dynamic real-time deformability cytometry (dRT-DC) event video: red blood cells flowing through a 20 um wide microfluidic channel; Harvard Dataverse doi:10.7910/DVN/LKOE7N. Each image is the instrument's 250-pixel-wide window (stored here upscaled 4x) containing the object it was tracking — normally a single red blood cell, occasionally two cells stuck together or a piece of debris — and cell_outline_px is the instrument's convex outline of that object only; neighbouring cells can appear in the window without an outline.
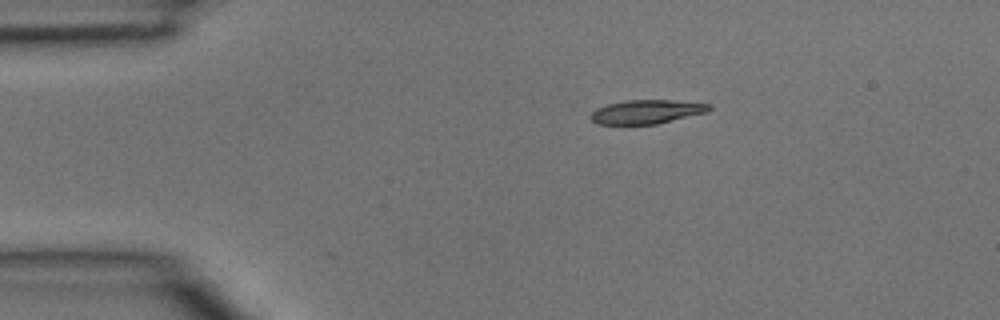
{"species": "common noctule bat (a hibernating species)", "species_latin": "Nyctalus noctula", "temperature_condition": "room temperature", "stored_images_in_passage": 2, "camera_frame_rate_fps": 3000, "um_per_image_px": 0.085, "animal": {"sex": "male", "body_mass_g": 15.6}, "frame": {"image": 1, "passage_image": 1, "time_ms": 0.0, "image_size_px": [1000, 320], "cell_outline_px": [[712, 108], [708, 112], [656, 124], [596, 124], [588, 116], [596, 108], [608, 104], [624, 100], [672, 100], [712, 104]], "centroid_in_image_um": [54.96, 9.49], "position_along_channel_um": 30.0, "area_um2": 16.59}}